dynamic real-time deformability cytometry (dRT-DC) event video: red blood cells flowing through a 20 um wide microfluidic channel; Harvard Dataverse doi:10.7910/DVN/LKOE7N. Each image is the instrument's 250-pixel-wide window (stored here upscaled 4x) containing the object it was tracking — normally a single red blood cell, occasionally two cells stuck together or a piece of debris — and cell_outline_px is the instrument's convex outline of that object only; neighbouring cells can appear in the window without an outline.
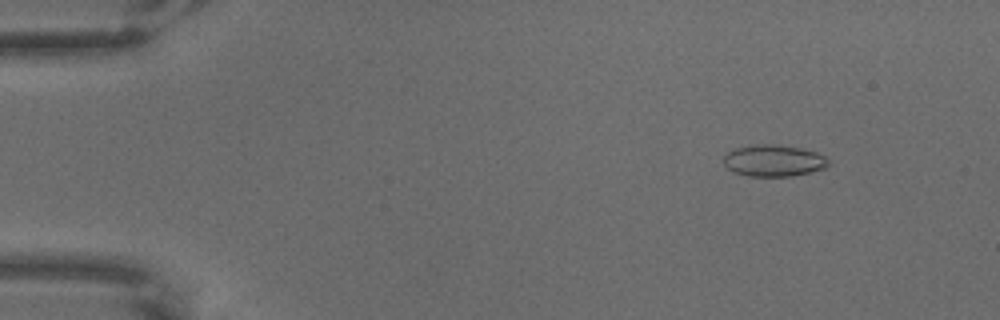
{"species": "common noctule bat (a hibernating species)", "species_latin": "Nyctalus noctula", "temperature_condition": "warm", "stored_images_in_passage": 8, "camera_frame_rate_fps": 3000, "um_per_image_px": 0.085, "animal": {"sex": "male", "body_mass_g": 18.8}, "frame": {"image": 1, "passage_image": 3, "time_ms": 0.667, "image_size_px": [1000, 320], "cell_outline_px": [[828, 164], [824, 168], [792, 176], [748, 176], [732, 172], [724, 164], [724, 156], [728, 152], [736, 148], [748, 144], [776, 144], [800, 148], [816, 152], [824, 156], [828, 160]], "centroid_in_image_um": [65.72, 13.64], "position_along_channel_um": 19.3, "area_um2": 19.31}}
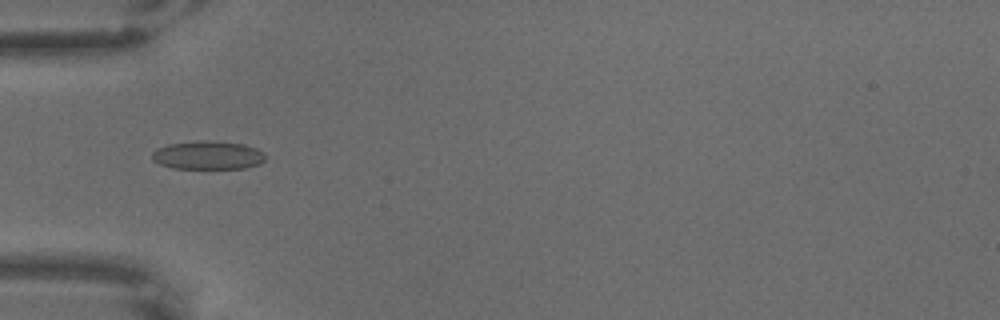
{"frame": {"image": 2, "passage_image": 7, "time_ms": 2.0, "image_size_px": [1000, 320], "cell_outline_px": [[264, 160], [260, 164], [244, 168], [172, 168], [160, 164], [152, 160], [152, 152], [156, 148], [168, 144], [196, 140], [208, 140], [244, 144], [256, 148], [264, 152]], "centroid_in_image_um": [17.65, 13.18], "position_along_channel_um": 67.4, "area_um2": 18.9}}